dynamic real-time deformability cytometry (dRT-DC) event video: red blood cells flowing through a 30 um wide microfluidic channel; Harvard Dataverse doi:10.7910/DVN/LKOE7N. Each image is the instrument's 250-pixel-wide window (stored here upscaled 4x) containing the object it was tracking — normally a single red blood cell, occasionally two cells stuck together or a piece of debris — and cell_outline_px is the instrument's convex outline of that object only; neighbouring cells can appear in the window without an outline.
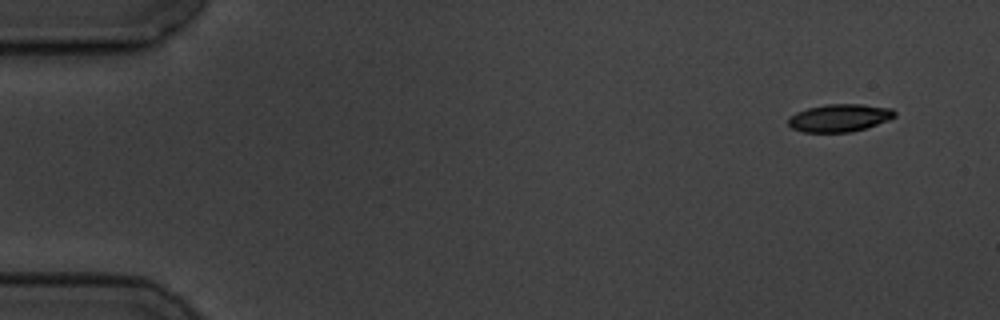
{"species": "common noctule bat (a hibernating species)", "species_latin": "Nyctalus noctula", "temperature_condition": "cold", "stored_images_in_passage": 4, "camera_frame_rate_fps": 3000, "um_per_image_px": 0.085, "animal": {"sex": "male", "body_mass_g": 19.5, "forearm_length_mm": 54.6}, "frame": {"image": 1, "passage_image": 1, "time_ms": 0.0, "image_size_px": [1000, 320], "cell_outline_px": [[896, 116], [888, 120], [852, 132], [804, 132], [792, 128], [788, 124], [788, 116], [796, 112], [808, 108], [824, 104], [864, 104], [892, 108], [896, 112]], "centroid_in_image_um": [71.35, 10.01], "position_along_channel_um": 13.7, "area_um2": 17.22}}
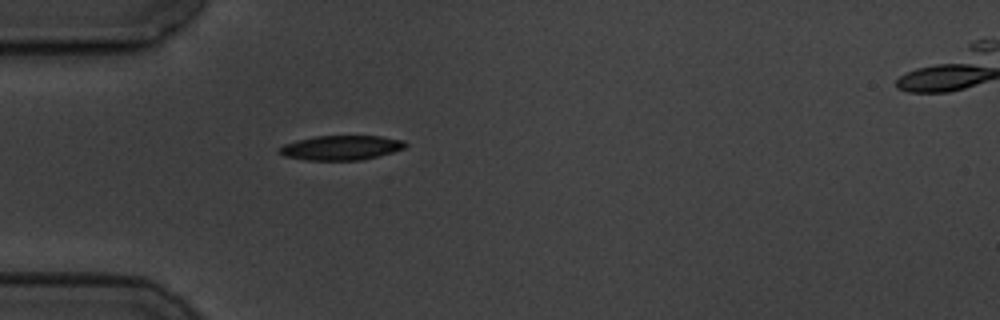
{"frame": {"image": 2, "passage_image": 4, "time_ms": 4.333, "image_size_px": [1000, 320], "cell_outline_px": [[408, 144], [404, 148], [392, 152], [360, 160], [304, 160], [284, 156], [276, 152], [276, 148], [284, 144], [296, 140], [316, 136], [380, 136], [404, 140]], "centroid_in_image_um": [28.93, 12.55], "position_along_channel_um": 56.1, "area_um2": 18.15}}